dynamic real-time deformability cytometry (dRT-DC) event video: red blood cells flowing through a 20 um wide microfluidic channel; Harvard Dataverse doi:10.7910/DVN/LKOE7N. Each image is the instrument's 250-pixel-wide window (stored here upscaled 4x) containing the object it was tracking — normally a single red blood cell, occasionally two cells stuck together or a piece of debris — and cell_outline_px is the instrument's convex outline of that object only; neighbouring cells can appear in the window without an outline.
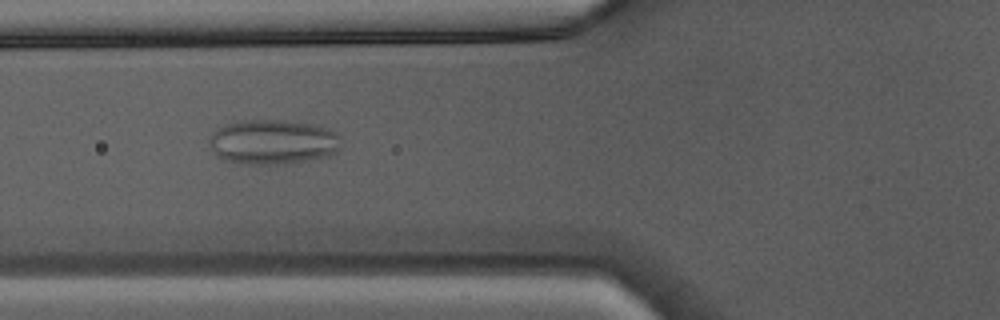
{"species": "Egyptian fruit bat (a non-hibernating species)", "species_latin": "Rousettus aegyptiacus", "temperature_condition": "warm", "stored_images_in_passage": 34, "camera_frame_rate_fps": 3000, "um_per_image_px": 0.085, "animal": {"sex": "male"}, "frame": {"image": 1, "passage_image": 6, "time_ms": 1.667, "image_size_px": [1000, 320], "cell_outline_px": [[340, 148], [336, 152], [328, 156], [292, 164], [240, 164], [216, 156], [212, 152], [208, 144], [208, 140], [212, 132], [228, 124], [244, 120], [284, 120], [312, 124], [328, 128], [336, 132], [340, 136]], "centroid_in_image_um": [23.2, 12.08], "position_along_channel_um": 102.6, "area_um2": 34.8}}
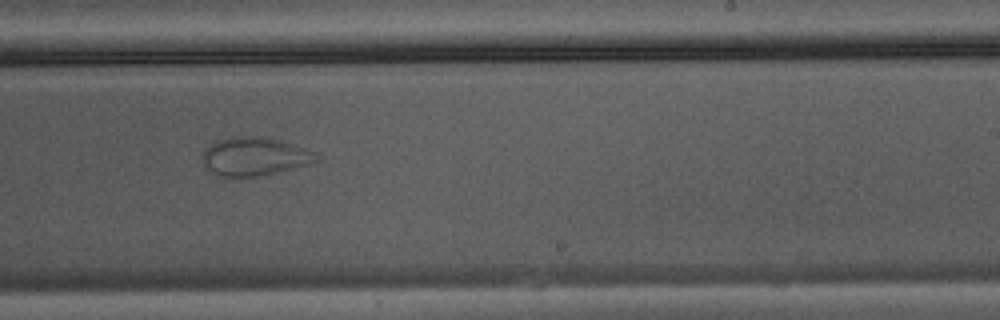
{"frame": {"image": 2, "passage_image": 17, "time_ms": 5.333, "image_size_px": [1000, 320], "cell_outline_px": [[320, 160], [308, 164], [276, 172], [256, 176], [220, 176], [204, 168], [204, 148], [216, 140], [236, 136], [252, 136], [276, 140], [312, 152]], "centroid_in_image_um": [21.54, 13.31], "position_along_channel_um": 267.5, "area_um2": 24.62}}
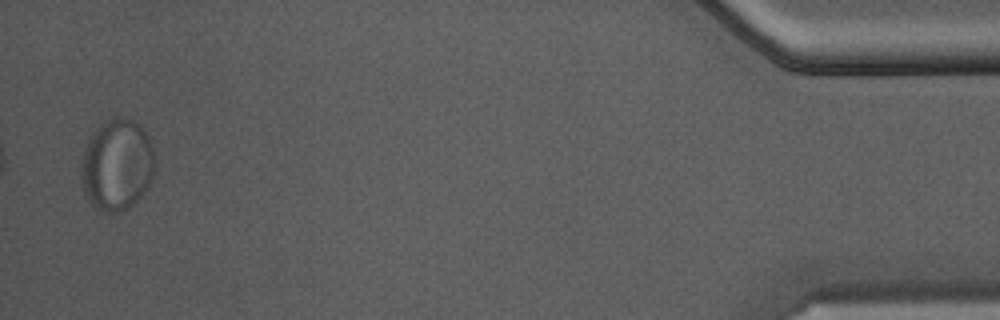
{"frame": {"image": 3, "passage_image": 33, "time_ms": 10.667, "image_size_px": [1000, 320], "cell_outline_px": [[156, 168], [148, 188], [128, 208], [116, 212], [104, 212], [92, 204], [88, 200], [84, 192], [80, 180], [80, 160], [88, 140], [96, 128], [104, 120], [112, 116], [124, 116], [132, 120], [144, 128], [152, 144], [156, 160]], "centroid_in_image_um": [9.95, 13.97], "position_along_channel_um": 425.3, "area_um2": 40.11}}